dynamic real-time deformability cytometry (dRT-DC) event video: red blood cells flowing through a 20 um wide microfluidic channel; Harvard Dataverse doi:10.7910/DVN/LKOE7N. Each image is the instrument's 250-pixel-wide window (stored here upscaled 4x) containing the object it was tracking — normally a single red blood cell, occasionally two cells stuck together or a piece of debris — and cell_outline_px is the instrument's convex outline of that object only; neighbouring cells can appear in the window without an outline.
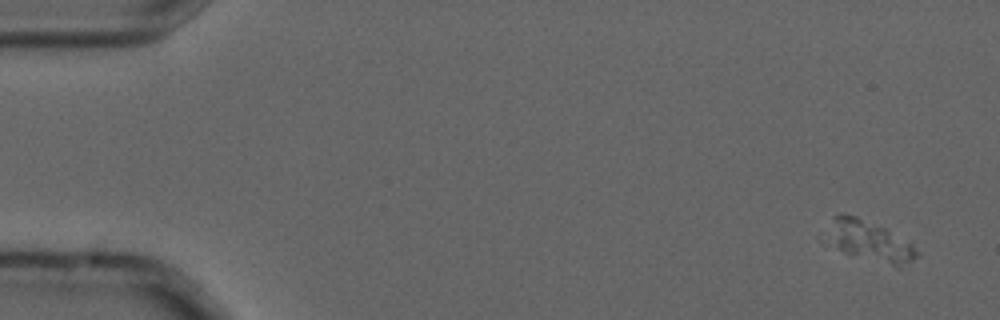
{"species": "common noctule bat (a hibernating species)", "species_latin": "Nyctalus noctula", "temperature_condition": "cold", "stored_images_in_passage": 4, "camera_frame_rate_fps": 3000, "um_per_image_px": 0.085, "animal": {"sex": "male", "forearm_length_mm": 52.5}, "frame": {"image": 1, "passage_image": 1, "time_ms": 0.0, "image_size_px": [1000, 320], "cell_outline_px": [[916, 256], [912, 260], [896, 264], [892, 264], [844, 252], [836, 244], [832, 216], [856, 216], [884, 228], [912, 244], [916, 252]], "centroid_in_image_um": [74.03, 20.47], "position_along_channel_um": 11.0, "area_um2": 18.55}}
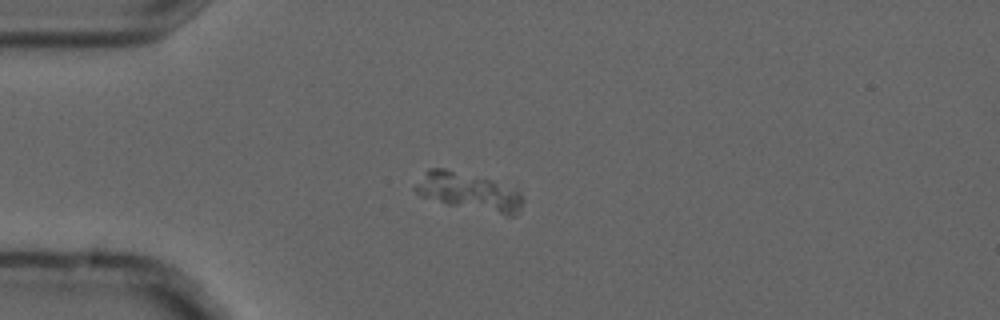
{"frame": {"image": 2, "passage_image": 4, "time_ms": 1.0, "image_size_px": [1000, 320], "cell_outline_px": [[524, 200], [520, 212], [516, 216], [508, 216], [448, 204], [420, 196], [412, 188], [428, 168], [444, 168], [488, 180], [520, 192], [524, 196]], "centroid_in_image_um": [39.85, 16.32], "position_along_channel_um": 45.2, "area_um2": 23.29}}